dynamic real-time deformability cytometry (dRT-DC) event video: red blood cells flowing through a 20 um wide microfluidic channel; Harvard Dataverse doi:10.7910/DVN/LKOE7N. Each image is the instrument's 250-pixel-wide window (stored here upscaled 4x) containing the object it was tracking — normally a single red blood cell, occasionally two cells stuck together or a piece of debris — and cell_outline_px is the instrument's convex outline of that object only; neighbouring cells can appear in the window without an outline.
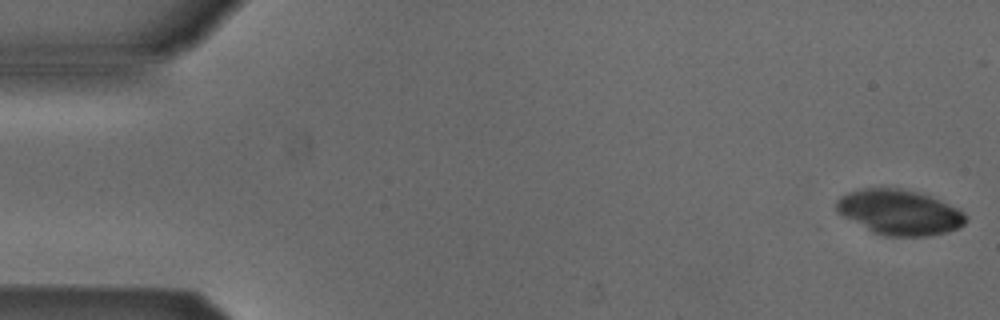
{"species": "Egyptian fruit bat (a non-hibernating species)", "species_latin": "Rousettus aegyptiacus", "temperature_condition": "cold", "stored_images_in_passage": 4, "camera_frame_rate_fps": 3000, "um_per_image_px": 0.085, "animal": {"sex": "male"}, "frame": {"image": 1, "passage_image": 1, "time_ms": 0.0, "image_size_px": [1000, 320], "cell_outline_px": [[968, 220], [960, 228], [948, 232], [928, 236], [884, 236], [872, 232], [836, 212], [836, 200], [840, 196], [848, 192], [864, 188], [896, 188], [916, 192], [928, 196], [956, 208], [964, 212], [968, 216]], "centroid_in_image_um": [76.44, 18.06], "position_along_channel_um": 8.6, "area_um2": 33.93}}
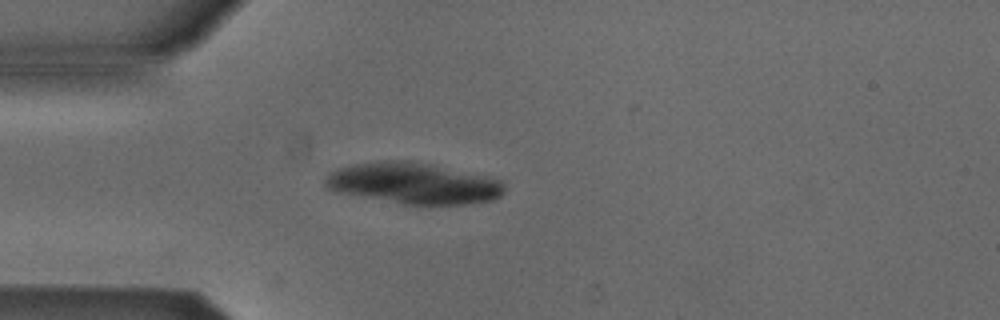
{"frame": {"image": 2, "passage_image": 4, "time_ms": 1.0, "image_size_px": [1000, 320], "cell_outline_px": [[504, 192], [500, 196], [492, 200], [464, 204], [404, 204], [332, 192], [324, 184], [324, 176], [328, 172], [336, 168], [352, 164], [380, 160], [412, 160], [432, 164], [488, 176], [500, 180], [504, 184]], "centroid_in_image_um": [35.07, 15.56], "position_along_channel_um": 49.9, "area_um2": 43.52}}